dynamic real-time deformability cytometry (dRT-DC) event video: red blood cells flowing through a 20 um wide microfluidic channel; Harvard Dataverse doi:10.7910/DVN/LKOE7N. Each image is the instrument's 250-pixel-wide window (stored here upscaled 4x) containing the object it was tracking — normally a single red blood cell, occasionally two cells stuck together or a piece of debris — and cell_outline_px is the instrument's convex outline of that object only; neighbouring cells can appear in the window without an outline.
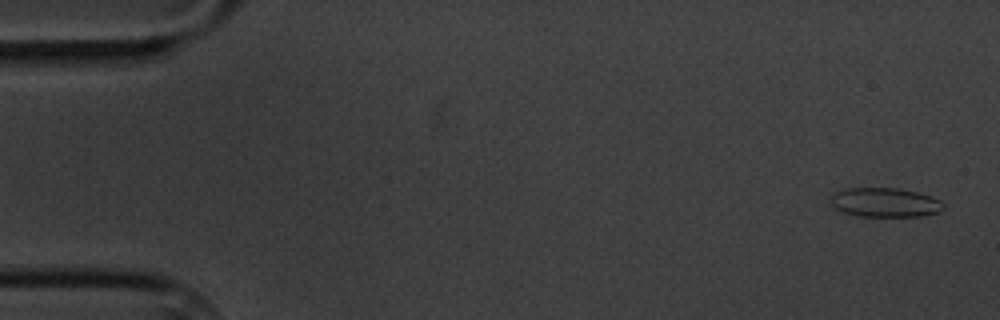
{"species": "common noctule bat (a hibernating species)", "species_latin": "Nyctalus noctula", "temperature_condition": "cold", "stored_images_in_passage": 4, "camera_frame_rate_fps": 3000, "um_per_image_px": 0.085, "animal": {"sex": "male", "body_mass_g": 20.1, "forearm_length_mm": 53.5}, "frame": {"image": 1, "passage_image": 1, "time_ms": 0.0, "image_size_px": [1000, 320], "cell_outline_px": [[944, 208], [940, 212], [920, 216], [860, 216], [844, 212], [836, 208], [832, 204], [832, 196], [836, 192], [844, 188], [896, 188], [916, 192], [932, 196], [940, 200], [944, 204]], "centroid_in_image_um": [75.27, 17.2], "position_along_channel_um": 9.7, "area_um2": 19.07}}
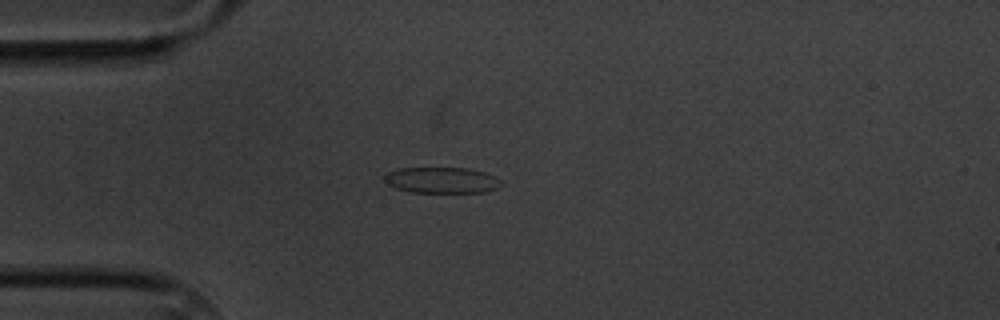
{"frame": {"image": 2, "passage_image": 4, "time_ms": 4.333, "image_size_px": [1000, 320], "cell_outline_px": [[504, 184], [496, 188], [484, 192], [412, 192], [396, 188], [388, 184], [384, 180], [384, 176], [388, 172], [400, 168], [468, 168], [484, 172], [496, 176]], "centroid_in_image_um": [37.57, 15.31], "position_along_channel_um": 47.4, "area_um2": 17.63}}